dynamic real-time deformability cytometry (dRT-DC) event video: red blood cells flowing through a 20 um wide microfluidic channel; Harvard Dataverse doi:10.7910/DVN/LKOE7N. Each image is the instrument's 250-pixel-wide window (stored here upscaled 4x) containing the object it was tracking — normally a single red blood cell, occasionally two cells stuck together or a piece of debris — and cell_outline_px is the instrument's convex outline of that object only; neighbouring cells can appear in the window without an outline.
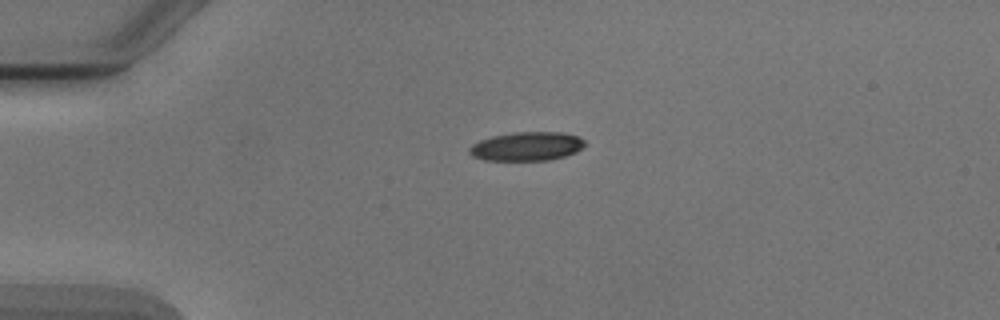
{"species": "Egyptian fruit bat (a non-hibernating species)", "species_latin": "Rousettus aegyptiacus", "temperature_condition": "cold", "stored_images_in_passage": 1, "camera_frame_rate_fps": 3000, "um_per_image_px": 0.085, "animal": {"sex": "male"}, "frame": {"image": 1, "passage_image": 1, "time_ms": 0.0, "image_size_px": [1000, 320], "cell_outline_px": [[584, 144], [576, 152], [564, 156], [548, 160], [484, 160], [472, 156], [468, 152], [468, 148], [472, 144], [480, 140], [492, 136], [512, 132], [560, 132], [576, 136], [584, 140]], "centroid_in_image_um": [44.72, 12.44], "position_along_channel_um": 40.3, "area_um2": 19.31}}